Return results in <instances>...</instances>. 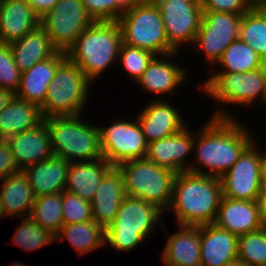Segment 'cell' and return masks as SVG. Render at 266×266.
<instances>
[{
	"mask_svg": "<svg viewBox=\"0 0 266 266\" xmlns=\"http://www.w3.org/2000/svg\"><path fill=\"white\" fill-rule=\"evenodd\" d=\"M92 82L82 69L66 57L57 67L40 106L44 119L53 116L82 115Z\"/></svg>",
	"mask_w": 266,
	"mask_h": 266,
	"instance_id": "cell-6",
	"label": "cell"
},
{
	"mask_svg": "<svg viewBox=\"0 0 266 266\" xmlns=\"http://www.w3.org/2000/svg\"><path fill=\"white\" fill-rule=\"evenodd\" d=\"M69 167L70 162L62 157L53 156L26 167L23 172L30 181L33 195L40 197L64 191Z\"/></svg>",
	"mask_w": 266,
	"mask_h": 266,
	"instance_id": "cell-24",
	"label": "cell"
},
{
	"mask_svg": "<svg viewBox=\"0 0 266 266\" xmlns=\"http://www.w3.org/2000/svg\"><path fill=\"white\" fill-rule=\"evenodd\" d=\"M122 42L156 56L175 52L168 44L161 12L154 1L136 3L117 20Z\"/></svg>",
	"mask_w": 266,
	"mask_h": 266,
	"instance_id": "cell-8",
	"label": "cell"
},
{
	"mask_svg": "<svg viewBox=\"0 0 266 266\" xmlns=\"http://www.w3.org/2000/svg\"><path fill=\"white\" fill-rule=\"evenodd\" d=\"M224 266H247V265L244 262H242L241 260L236 259V260H234V261H232V262H230Z\"/></svg>",
	"mask_w": 266,
	"mask_h": 266,
	"instance_id": "cell-47",
	"label": "cell"
},
{
	"mask_svg": "<svg viewBox=\"0 0 266 266\" xmlns=\"http://www.w3.org/2000/svg\"><path fill=\"white\" fill-rule=\"evenodd\" d=\"M252 7H258L261 5H266V0H247Z\"/></svg>",
	"mask_w": 266,
	"mask_h": 266,
	"instance_id": "cell-46",
	"label": "cell"
},
{
	"mask_svg": "<svg viewBox=\"0 0 266 266\" xmlns=\"http://www.w3.org/2000/svg\"><path fill=\"white\" fill-rule=\"evenodd\" d=\"M20 219L21 224L17 226L12 238L13 244L27 252H32L55 241V235L41 227L30 216Z\"/></svg>",
	"mask_w": 266,
	"mask_h": 266,
	"instance_id": "cell-34",
	"label": "cell"
},
{
	"mask_svg": "<svg viewBox=\"0 0 266 266\" xmlns=\"http://www.w3.org/2000/svg\"><path fill=\"white\" fill-rule=\"evenodd\" d=\"M93 21H117L136 3L133 0H81Z\"/></svg>",
	"mask_w": 266,
	"mask_h": 266,
	"instance_id": "cell-36",
	"label": "cell"
},
{
	"mask_svg": "<svg viewBox=\"0 0 266 266\" xmlns=\"http://www.w3.org/2000/svg\"><path fill=\"white\" fill-rule=\"evenodd\" d=\"M40 26V18L26 0H1L0 43L11 44Z\"/></svg>",
	"mask_w": 266,
	"mask_h": 266,
	"instance_id": "cell-22",
	"label": "cell"
},
{
	"mask_svg": "<svg viewBox=\"0 0 266 266\" xmlns=\"http://www.w3.org/2000/svg\"><path fill=\"white\" fill-rule=\"evenodd\" d=\"M112 167L104 157L91 161L71 162L64 191L90 202L104 175Z\"/></svg>",
	"mask_w": 266,
	"mask_h": 266,
	"instance_id": "cell-26",
	"label": "cell"
},
{
	"mask_svg": "<svg viewBox=\"0 0 266 266\" xmlns=\"http://www.w3.org/2000/svg\"><path fill=\"white\" fill-rule=\"evenodd\" d=\"M20 170L54 156L47 124L10 136L6 139Z\"/></svg>",
	"mask_w": 266,
	"mask_h": 266,
	"instance_id": "cell-18",
	"label": "cell"
},
{
	"mask_svg": "<svg viewBox=\"0 0 266 266\" xmlns=\"http://www.w3.org/2000/svg\"><path fill=\"white\" fill-rule=\"evenodd\" d=\"M21 170L15 162L10 146L6 139H0V181Z\"/></svg>",
	"mask_w": 266,
	"mask_h": 266,
	"instance_id": "cell-41",
	"label": "cell"
},
{
	"mask_svg": "<svg viewBox=\"0 0 266 266\" xmlns=\"http://www.w3.org/2000/svg\"><path fill=\"white\" fill-rule=\"evenodd\" d=\"M65 239L79 253V256H82L105 246V228L94 220L63 224L55 235V241L63 242Z\"/></svg>",
	"mask_w": 266,
	"mask_h": 266,
	"instance_id": "cell-30",
	"label": "cell"
},
{
	"mask_svg": "<svg viewBox=\"0 0 266 266\" xmlns=\"http://www.w3.org/2000/svg\"><path fill=\"white\" fill-rule=\"evenodd\" d=\"M1 217H7V216L5 215L2 205L0 204V218Z\"/></svg>",
	"mask_w": 266,
	"mask_h": 266,
	"instance_id": "cell-48",
	"label": "cell"
},
{
	"mask_svg": "<svg viewBox=\"0 0 266 266\" xmlns=\"http://www.w3.org/2000/svg\"><path fill=\"white\" fill-rule=\"evenodd\" d=\"M218 65L223 69L217 70L218 72L245 73L260 69L266 63L248 44L238 38L225 49L215 67Z\"/></svg>",
	"mask_w": 266,
	"mask_h": 266,
	"instance_id": "cell-31",
	"label": "cell"
},
{
	"mask_svg": "<svg viewBox=\"0 0 266 266\" xmlns=\"http://www.w3.org/2000/svg\"><path fill=\"white\" fill-rule=\"evenodd\" d=\"M10 46L14 61L22 73L58 52L41 26L36 27L20 40L11 43Z\"/></svg>",
	"mask_w": 266,
	"mask_h": 266,
	"instance_id": "cell-29",
	"label": "cell"
},
{
	"mask_svg": "<svg viewBox=\"0 0 266 266\" xmlns=\"http://www.w3.org/2000/svg\"><path fill=\"white\" fill-rule=\"evenodd\" d=\"M195 135L186 126L171 136L148 143L145 159L175 173L189 171L186 163L194 150Z\"/></svg>",
	"mask_w": 266,
	"mask_h": 266,
	"instance_id": "cell-15",
	"label": "cell"
},
{
	"mask_svg": "<svg viewBox=\"0 0 266 266\" xmlns=\"http://www.w3.org/2000/svg\"><path fill=\"white\" fill-rule=\"evenodd\" d=\"M254 140L234 165L220 177L222 194L226 198L256 201L263 183L262 149Z\"/></svg>",
	"mask_w": 266,
	"mask_h": 266,
	"instance_id": "cell-12",
	"label": "cell"
},
{
	"mask_svg": "<svg viewBox=\"0 0 266 266\" xmlns=\"http://www.w3.org/2000/svg\"><path fill=\"white\" fill-rule=\"evenodd\" d=\"M173 235L166 233L167 242L161 253L165 266H201L200 226L179 225Z\"/></svg>",
	"mask_w": 266,
	"mask_h": 266,
	"instance_id": "cell-23",
	"label": "cell"
},
{
	"mask_svg": "<svg viewBox=\"0 0 266 266\" xmlns=\"http://www.w3.org/2000/svg\"><path fill=\"white\" fill-rule=\"evenodd\" d=\"M162 214L164 212L154 204L126 196L114 221L105 228V245L118 252L131 251L146 241L159 224L164 226Z\"/></svg>",
	"mask_w": 266,
	"mask_h": 266,
	"instance_id": "cell-4",
	"label": "cell"
},
{
	"mask_svg": "<svg viewBox=\"0 0 266 266\" xmlns=\"http://www.w3.org/2000/svg\"><path fill=\"white\" fill-rule=\"evenodd\" d=\"M223 109L222 107L212 113V117L195 134L196 156L194 155V164L191 163L189 172L220 178L254 141L247 125H243L228 110Z\"/></svg>",
	"mask_w": 266,
	"mask_h": 266,
	"instance_id": "cell-1",
	"label": "cell"
},
{
	"mask_svg": "<svg viewBox=\"0 0 266 266\" xmlns=\"http://www.w3.org/2000/svg\"><path fill=\"white\" fill-rule=\"evenodd\" d=\"M121 44L122 34L117 21H94L79 35L66 55L93 82L118 60Z\"/></svg>",
	"mask_w": 266,
	"mask_h": 266,
	"instance_id": "cell-3",
	"label": "cell"
},
{
	"mask_svg": "<svg viewBox=\"0 0 266 266\" xmlns=\"http://www.w3.org/2000/svg\"><path fill=\"white\" fill-rule=\"evenodd\" d=\"M257 202L260 211L261 225L263 229H266V183H262Z\"/></svg>",
	"mask_w": 266,
	"mask_h": 266,
	"instance_id": "cell-43",
	"label": "cell"
},
{
	"mask_svg": "<svg viewBox=\"0 0 266 266\" xmlns=\"http://www.w3.org/2000/svg\"><path fill=\"white\" fill-rule=\"evenodd\" d=\"M239 38L266 63V5L252 7L242 15Z\"/></svg>",
	"mask_w": 266,
	"mask_h": 266,
	"instance_id": "cell-32",
	"label": "cell"
},
{
	"mask_svg": "<svg viewBox=\"0 0 266 266\" xmlns=\"http://www.w3.org/2000/svg\"><path fill=\"white\" fill-rule=\"evenodd\" d=\"M103 157L112 165L145 159L148 143L138 120H117L108 126H98Z\"/></svg>",
	"mask_w": 266,
	"mask_h": 266,
	"instance_id": "cell-11",
	"label": "cell"
},
{
	"mask_svg": "<svg viewBox=\"0 0 266 266\" xmlns=\"http://www.w3.org/2000/svg\"><path fill=\"white\" fill-rule=\"evenodd\" d=\"M214 223L237 236L262 228L258 202L222 196Z\"/></svg>",
	"mask_w": 266,
	"mask_h": 266,
	"instance_id": "cell-21",
	"label": "cell"
},
{
	"mask_svg": "<svg viewBox=\"0 0 266 266\" xmlns=\"http://www.w3.org/2000/svg\"><path fill=\"white\" fill-rule=\"evenodd\" d=\"M93 22L81 0H59L51 11L40 18V26L53 46L64 53Z\"/></svg>",
	"mask_w": 266,
	"mask_h": 266,
	"instance_id": "cell-10",
	"label": "cell"
},
{
	"mask_svg": "<svg viewBox=\"0 0 266 266\" xmlns=\"http://www.w3.org/2000/svg\"><path fill=\"white\" fill-rule=\"evenodd\" d=\"M158 6L165 26L169 46L193 44L202 18L200 0H153Z\"/></svg>",
	"mask_w": 266,
	"mask_h": 266,
	"instance_id": "cell-14",
	"label": "cell"
},
{
	"mask_svg": "<svg viewBox=\"0 0 266 266\" xmlns=\"http://www.w3.org/2000/svg\"><path fill=\"white\" fill-rule=\"evenodd\" d=\"M238 236L215 223L200 226L201 266H224L238 259Z\"/></svg>",
	"mask_w": 266,
	"mask_h": 266,
	"instance_id": "cell-20",
	"label": "cell"
},
{
	"mask_svg": "<svg viewBox=\"0 0 266 266\" xmlns=\"http://www.w3.org/2000/svg\"><path fill=\"white\" fill-rule=\"evenodd\" d=\"M66 57V53L58 51L54 56L36 63L23 72L20 86L15 95L22 100L41 106L45 101L48 85L52 81L57 67Z\"/></svg>",
	"mask_w": 266,
	"mask_h": 266,
	"instance_id": "cell-25",
	"label": "cell"
},
{
	"mask_svg": "<svg viewBox=\"0 0 266 266\" xmlns=\"http://www.w3.org/2000/svg\"><path fill=\"white\" fill-rule=\"evenodd\" d=\"M21 75L10 44L0 43V88L15 94L20 86Z\"/></svg>",
	"mask_w": 266,
	"mask_h": 266,
	"instance_id": "cell-39",
	"label": "cell"
},
{
	"mask_svg": "<svg viewBox=\"0 0 266 266\" xmlns=\"http://www.w3.org/2000/svg\"><path fill=\"white\" fill-rule=\"evenodd\" d=\"M13 95L11 91L0 88V112L7 106Z\"/></svg>",
	"mask_w": 266,
	"mask_h": 266,
	"instance_id": "cell-44",
	"label": "cell"
},
{
	"mask_svg": "<svg viewBox=\"0 0 266 266\" xmlns=\"http://www.w3.org/2000/svg\"><path fill=\"white\" fill-rule=\"evenodd\" d=\"M199 87L218 104L251 107L255 100L266 104V65L260 69L240 72H215Z\"/></svg>",
	"mask_w": 266,
	"mask_h": 266,
	"instance_id": "cell-9",
	"label": "cell"
},
{
	"mask_svg": "<svg viewBox=\"0 0 266 266\" xmlns=\"http://www.w3.org/2000/svg\"><path fill=\"white\" fill-rule=\"evenodd\" d=\"M30 217L56 235L63 225L62 192L35 197Z\"/></svg>",
	"mask_w": 266,
	"mask_h": 266,
	"instance_id": "cell-33",
	"label": "cell"
},
{
	"mask_svg": "<svg viewBox=\"0 0 266 266\" xmlns=\"http://www.w3.org/2000/svg\"><path fill=\"white\" fill-rule=\"evenodd\" d=\"M241 14L202 11L194 43L209 65H216L225 49L239 38Z\"/></svg>",
	"mask_w": 266,
	"mask_h": 266,
	"instance_id": "cell-13",
	"label": "cell"
},
{
	"mask_svg": "<svg viewBox=\"0 0 266 266\" xmlns=\"http://www.w3.org/2000/svg\"><path fill=\"white\" fill-rule=\"evenodd\" d=\"M202 11L245 14L252 6L247 0H200Z\"/></svg>",
	"mask_w": 266,
	"mask_h": 266,
	"instance_id": "cell-40",
	"label": "cell"
},
{
	"mask_svg": "<svg viewBox=\"0 0 266 266\" xmlns=\"http://www.w3.org/2000/svg\"><path fill=\"white\" fill-rule=\"evenodd\" d=\"M155 56L147 50L129 46L122 42L117 61H120L119 63L124 70L126 69L128 77L137 81Z\"/></svg>",
	"mask_w": 266,
	"mask_h": 266,
	"instance_id": "cell-37",
	"label": "cell"
},
{
	"mask_svg": "<svg viewBox=\"0 0 266 266\" xmlns=\"http://www.w3.org/2000/svg\"><path fill=\"white\" fill-rule=\"evenodd\" d=\"M135 3H146V2H150L153 0H133Z\"/></svg>",
	"mask_w": 266,
	"mask_h": 266,
	"instance_id": "cell-50",
	"label": "cell"
},
{
	"mask_svg": "<svg viewBox=\"0 0 266 266\" xmlns=\"http://www.w3.org/2000/svg\"><path fill=\"white\" fill-rule=\"evenodd\" d=\"M238 259L247 266H266V229L238 236Z\"/></svg>",
	"mask_w": 266,
	"mask_h": 266,
	"instance_id": "cell-35",
	"label": "cell"
},
{
	"mask_svg": "<svg viewBox=\"0 0 266 266\" xmlns=\"http://www.w3.org/2000/svg\"><path fill=\"white\" fill-rule=\"evenodd\" d=\"M262 178L263 183H266V150L264 149L262 156Z\"/></svg>",
	"mask_w": 266,
	"mask_h": 266,
	"instance_id": "cell-45",
	"label": "cell"
},
{
	"mask_svg": "<svg viewBox=\"0 0 266 266\" xmlns=\"http://www.w3.org/2000/svg\"><path fill=\"white\" fill-rule=\"evenodd\" d=\"M34 201L30 181L22 170L1 180L0 204L9 218L30 216Z\"/></svg>",
	"mask_w": 266,
	"mask_h": 266,
	"instance_id": "cell-28",
	"label": "cell"
},
{
	"mask_svg": "<svg viewBox=\"0 0 266 266\" xmlns=\"http://www.w3.org/2000/svg\"><path fill=\"white\" fill-rule=\"evenodd\" d=\"M63 224L83 223L93 220L89 201L67 191L62 192Z\"/></svg>",
	"mask_w": 266,
	"mask_h": 266,
	"instance_id": "cell-38",
	"label": "cell"
},
{
	"mask_svg": "<svg viewBox=\"0 0 266 266\" xmlns=\"http://www.w3.org/2000/svg\"><path fill=\"white\" fill-rule=\"evenodd\" d=\"M44 121L40 106L17 97L15 94L0 112V139L25 132Z\"/></svg>",
	"mask_w": 266,
	"mask_h": 266,
	"instance_id": "cell-27",
	"label": "cell"
},
{
	"mask_svg": "<svg viewBox=\"0 0 266 266\" xmlns=\"http://www.w3.org/2000/svg\"><path fill=\"white\" fill-rule=\"evenodd\" d=\"M117 167L123 174L126 196L144 199L164 213L168 210L177 173L146 159L129 160Z\"/></svg>",
	"mask_w": 266,
	"mask_h": 266,
	"instance_id": "cell-7",
	"label": "cell"
},
{
	"mask_svg": "<svg viewBox=\"0 0 266 266\" xmlns=\"http://www.w3.org/2000/svg\"><path fill=\"white\" fill-rule=\"evenodd\" d=\"M165 100H153L137 114L147 143L167 138L188 125L179 110Z\"/></svg>",
	"mask_w": 266,
	"mask_h": 266,
	"instance_id": "cell-16",
	"label": "cell"
},
{
	"mask_svg": "<svg viewBox=\"0 0 266 266\" xmlns=\"http://www.w3.org/2000/svg\"><path fill=\"white\" fill-rule=\"evenodd\" d=\"M11 266H27V265H25L24 263L22 264L21 262H15V263H13V264H10ZM9 265V266H10Z\"/></svg>",
	"mask_w": 266,
	"mask_h": 266,
	"instance_id": "cell-49",
	"label": "cell"
},
{
	"mask_svg": "<svg viewBox=\"0 0 266 266\" xmlns=\"http://www.w3.org/2000/svg\"><path fill=\"white\" fill-rule=\"evenodd\" d=\"M178 52L155 56L143 72L141 77L136 81L144 92H148L160 96L159 100H164L161 96L174 94V90L188 77L187 69L181 68L178 64H174L169 59H174ZM159 57V58H158ZM167 57V58H166ZM164 58V59H162ZM167 59V60H165ZM176 88V89H175Z\"/></svg>",
	"mask_w": 266,
	"mask_h": 266,
	"instance_id": "cell-17",
	"label": "cell"
},
{
	"mask_svg": "<svg viewBox=\"0 0 266 266\" xmlns=\"http://www.w3.org/2000/svg\"><path fill=\"white\" fill-rule=\"evenodd\" d=\"M219 177L189 171L176 174L171 204L179 225L201 226L214 223L222 198Z\"/></svg>",
	"mask_w": 266,
	"mask_h": 266,
	"instance_id": "cell-2",
	"label": "cell"
},
{
	"mask_svg": "<svg viewBox=\"0 0 266 266\" xmlns=\"http://www.w3.org/2000/svg\"><path fill=\"white\" fill-rule=\"evenodd\" d=\"M34 9L35 13L42 18L51 11L59 0H26Z\"/></svg>",
	"mask_w": 266,
	"mask_h": 266,
	"instance_id": "cell-42",
	"label": "cell"
},
{
	"mask_svg": "<svg viewBox=\"0 0 266 266\" xmlns=\"http://www.w3.org/2000/svg\"><path fill=\"white\" fill-rule=\"evenodd\" d=\"M125 197L123 174L117 166H113L104 175L90 201L93 220L104 228L108 227L114 221Z\"/></svg>",
	"mask_w": 266,
	"mask_h": 266,
	"instance_id": "cell-19",
	"label": "cell"
},
{
	"mask_svg": "<svg viewBox=\"0 0 266 266\" xmlns=\"http://www.w3.org/2000/svg\"><path fill=\"white\" fill-rule=\"evenodd\" d=\"M44 121L54 156L70 163L103 158L98 125L81 120V115L53 116Z\"/></svg>",
	"mask_w": 266,
	"mask_h": 266,
	"instance_id": "cell-5",
	"label": "cell"
}]
</instances>
